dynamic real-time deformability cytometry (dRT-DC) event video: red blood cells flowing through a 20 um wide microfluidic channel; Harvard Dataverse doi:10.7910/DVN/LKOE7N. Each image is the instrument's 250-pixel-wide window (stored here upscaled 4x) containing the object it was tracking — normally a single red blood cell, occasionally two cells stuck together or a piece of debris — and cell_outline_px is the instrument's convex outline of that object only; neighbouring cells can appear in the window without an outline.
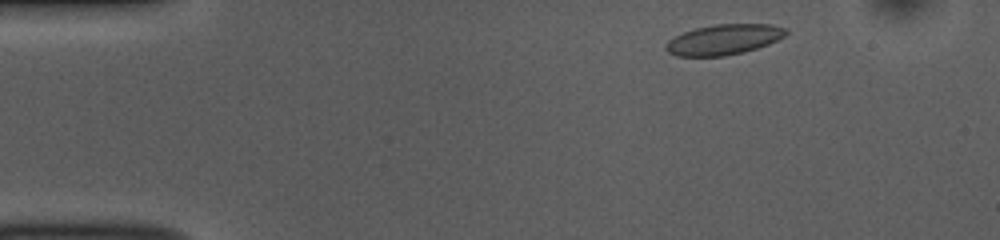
{"species": "common noctule bat (a hibernating species)", "species_latin": "Nyctalus noctula", "temperature_condition": "room temperature", "stored_images_in_passage": 48, "camera_frame_rate_fps": 3000, "um_per_image_px": 0.085, "animal": {"sex": "female", "body_mass_g": 10.0, "forearm_length_mm": 53.1}, "frame": {"image": 1, "passage_image": 3, "time_ms": 0.667, "image_size_px": [1000, 240], "cell_outline_px": [[788, 32], [784, 36], [768, 44], [744, 52], [724, 56], [676, 56], [668, 52], [664, 48], [664, 44], [668, 40], [684, 32], [696, 28], [716, 24], [772, 24], [788, 28]], "centroid_in_image_um": [61.52, 3.36], "position_along_channel_um": 23.5, "area_um2": 21.27}}
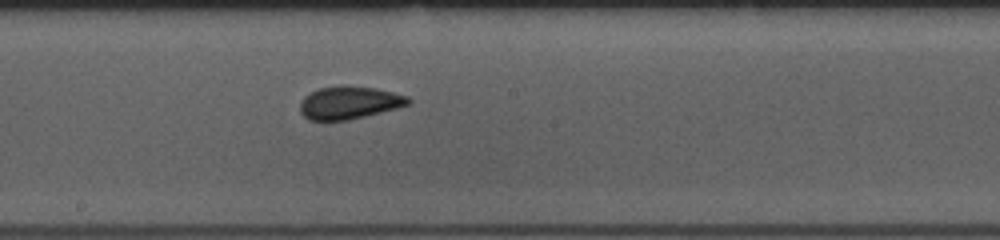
{"frame": {"image": 2, "passage_image": 24, "time_ms": 7.667, "image_size_px": [1000, 240], "cell_outline_px": [[412, 100], [408, 104], [396, 108], [348, 120], [324, 124], [308, 120], [300, 112], [300, 104], [304, 96], [320, 88], [344, 84], [376, 88], [408, 96]], "centroid_in_image_um": [29.62, 8.75], "position_along_channel_um": 218.6, "area_um2": 21.21}}
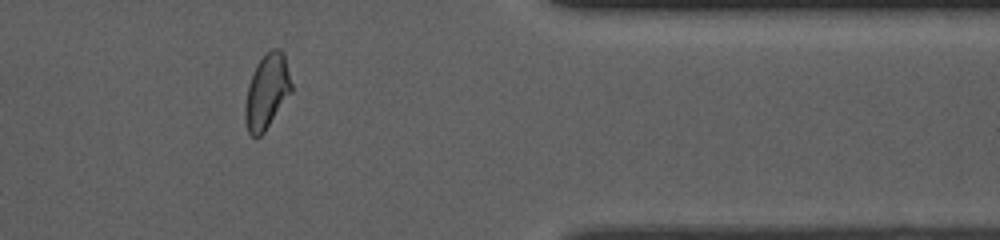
{"frame": {"image": 3, "passage_image": 39, "time_ms": 12.667, "image_size_px": [1000, 240], "cell_outline_px": [[292, 92], [264, 132], [256, 140], [248, 132], [244, 120], [244, 104], [248, 84], [256, 64], [272, 48], [280, 48], [284, 52], [292, 84]], "centroid_in_image_um": [22.67, 7.8], "position_along_channel_um": 388.7, "area_um2": 20.4}, "authors_computed_cell_mechanics": {"area_um2": 20.808, "velocity_mm_per_s": 3.7888, "shape_relaxation_time_tau1_ms": 7.6352, "shape_relaxation_time_tau2_ms": 1.3439, "deformation_change_tau1": 0.1485, "deformation_change_tau2": 0.0502}}